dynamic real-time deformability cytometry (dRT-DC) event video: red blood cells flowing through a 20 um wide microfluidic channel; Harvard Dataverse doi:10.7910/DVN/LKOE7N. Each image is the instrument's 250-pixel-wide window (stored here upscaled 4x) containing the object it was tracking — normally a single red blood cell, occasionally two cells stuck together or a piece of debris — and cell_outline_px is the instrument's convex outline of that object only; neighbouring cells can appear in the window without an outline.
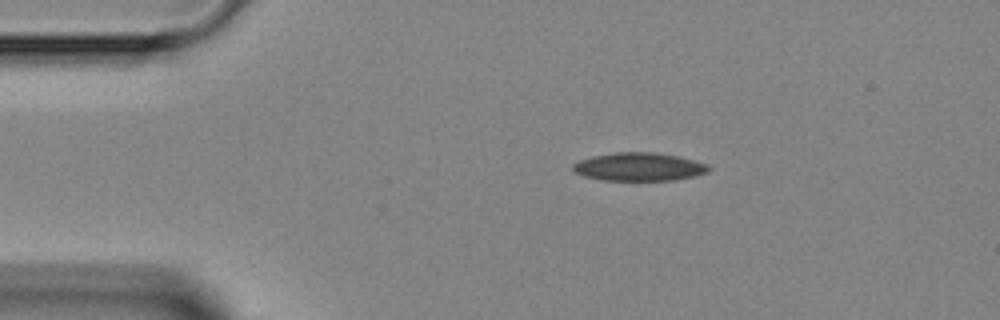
{"species": "Egyptian fruit bat (a non-hibernating species)", "species_latin": "Rousettus aegyptiacus", "temperature_condition": "room temperature", "stored_images_in_passage": 2, "camera_frame_rate_fps": 3000, "um_per_image_px": 0.085, "animal": {"sex": "female"}, "frame": {"image": 1, "passage_image": 2, "time_ms": 1.333, "image_size_px": [1000, 320], "cell_outline_px": [[712, 168], [708, 172], [696, 176], [672, 180], [604, 180], [584, 176], [576, 172], [572, 168], [572, 164], [580, 160], [592, 156], [616, 152], [656, 152], [676, 156], [708, 164]], "centroid_in_image_um": [54.33, 14.17], "position_along_channel_um": 30.7, "area_um2": 22.25}}